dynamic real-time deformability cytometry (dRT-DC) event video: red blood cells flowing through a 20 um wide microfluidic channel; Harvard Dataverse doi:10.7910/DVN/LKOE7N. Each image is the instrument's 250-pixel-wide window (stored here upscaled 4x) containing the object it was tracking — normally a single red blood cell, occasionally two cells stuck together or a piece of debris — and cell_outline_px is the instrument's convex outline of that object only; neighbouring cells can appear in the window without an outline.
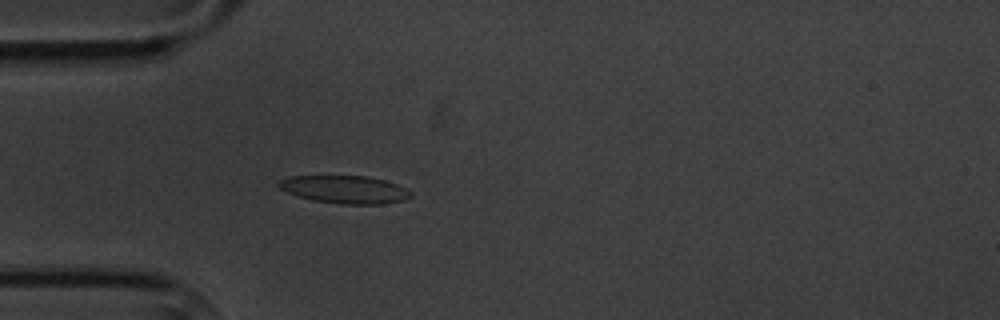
{"species": "common noctule bat (a hibernating species)", "species_latin": "Nyctalus noctula", "temperature_condition": "cold", "stored_images_in_passage": 5, "camera_frame_rate_fps": 3000, "um_per_image_px": 0.085, "animal": {"sex": "male", "body_mass_g": 20.1, "forearm_length_mm": 53.5}, "frame": {"image": 1, "passage_image": 5, "time_ms": 4.667, "image_size_px": [1000, 320], "cell_outline_px": [[412, 196], [404, 200], [384, 204], [340, 204], [312, 200], [288, 192], [280, 188], [276, 184], [280, 180], [288, 176], [368, 176], [384, 180], [396, 184], [412, 192]], "centroid_in_image_um": [29.32, 16.1], "position_along_channel_um": 55.7, "area_um2": 21.33}}